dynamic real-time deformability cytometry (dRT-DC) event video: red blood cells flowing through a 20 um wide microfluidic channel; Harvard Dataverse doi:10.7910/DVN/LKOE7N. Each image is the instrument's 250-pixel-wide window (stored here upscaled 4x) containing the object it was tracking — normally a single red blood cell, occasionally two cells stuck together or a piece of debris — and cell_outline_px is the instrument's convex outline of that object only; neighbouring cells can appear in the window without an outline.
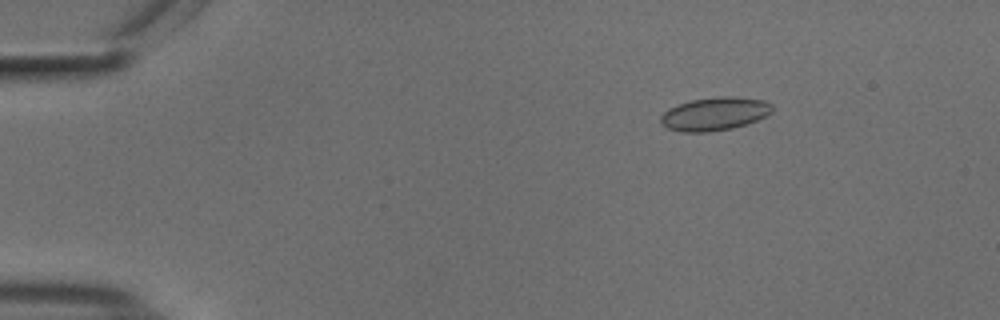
{"species": "common noctule bat (a hibernating species)", "species_latin": "Nyctalus noctula", "temperature_condition": "cold", "stored_images_in_passage": 51, "camera_frame_rate_fps": 3000, "um_per_image_px": 0.085, "animal": {"sex": "male", "body_mass_g": 18.8}, "frame": {"image": 1, "passage_image": 9, "time_ms": 2.667, "image_size_px": [1000, 320], "cell_outline_px": [[772, 112], [756, 120], [732, 128], [708, 132], [680, 132], [668, 128], [660, 120], [660, 116], [668, 108], [692, 100], [720, 96], [732, 96], [764, 100], [772, 104]], "centroid_in_image_um": [60.74, 9.67], "position_along_channel_um": 24.3, "area_um2": 21.39}}
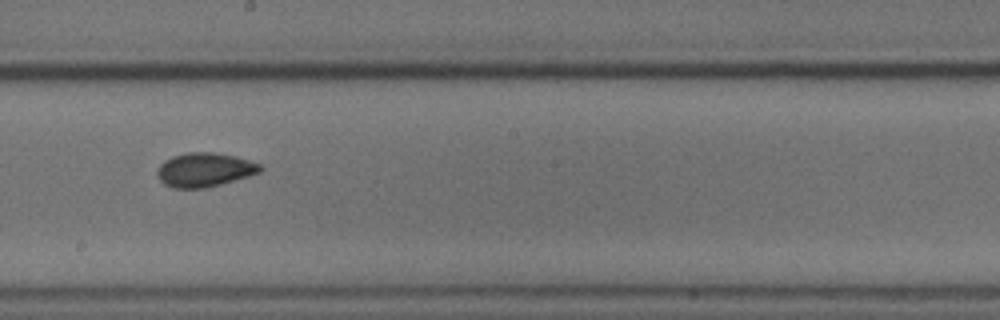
{"frame": {"image": 2, "passage_image": 32, "time_ms": 10.333, "image_size_px": [1000, 320], "cell_outline_px": [[264, 168], [260, 172], [248, 176], [220, 184], [204, 188], [172, 188], [164, 184], [156, 176], [156, 168], [164, 160], [172, 156], [188, 152], [212, 152], [236, 156], [260, 164]], "centroid_in_image_um": [17.35, 14.43], "position_along_channel_um": 230.9, "area_um2": 20.52}}
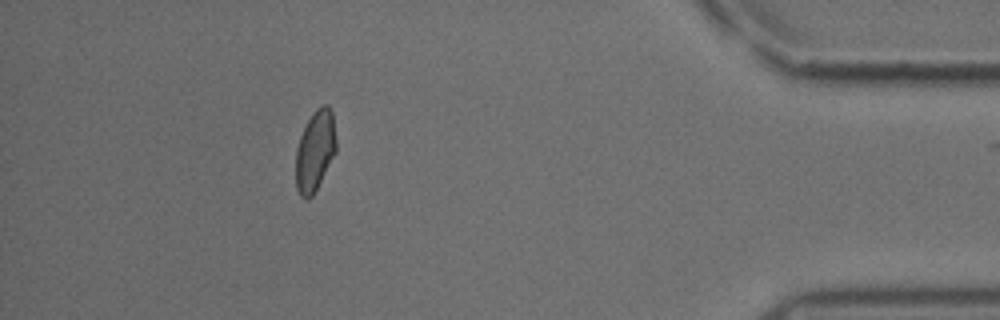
{"frame": {"image": 3, "passage_image": 50, "time_ms": 16.333, "image_size_px": [1000, 320], "cell_outline_px": [[336, 152], [312, 196], [308, 200], [304, 200], [300, 196], [296, 188], [296, 148], [300, 136], [312, 112], [320, 104], [328, 104], [332, 112], [336, 140]], "centroid_in_image_um": [26.77, 12.81], "position_along_channel_um": 408.4, "area_um2": 19.07}}